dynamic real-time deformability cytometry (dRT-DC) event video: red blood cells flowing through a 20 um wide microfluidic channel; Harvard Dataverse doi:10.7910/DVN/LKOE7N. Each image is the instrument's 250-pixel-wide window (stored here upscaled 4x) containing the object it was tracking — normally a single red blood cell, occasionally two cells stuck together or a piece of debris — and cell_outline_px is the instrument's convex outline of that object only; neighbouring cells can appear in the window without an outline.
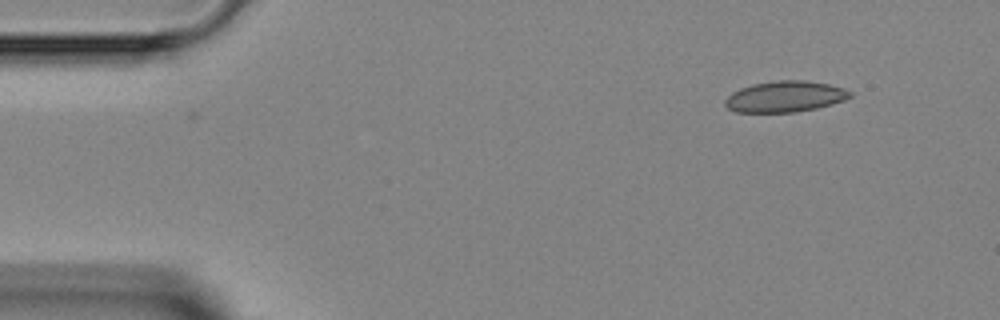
{"species": "Egyptian fruit bat (a non-hibernating species)", "species_latin": "Rousettus aegyptiacus", "temperature_condition": "room temperature", "stored_images_in_passage": 2, "camera_frame_rate_fps": 3000, "um_per_image_px": 0.085, "animal": {"sex": "female"}, "frame": {"image": 1, "passage_image": 2, "time_ms": 0.333, "image_size_px": [1000, 320], "cell_outline_px": [[852, 96], [844, 100], [832, 104], [816, 108], [796, 112], [736, 112], [728, 108], [724, 104], [724, 100], [732, 92], [740, 88], [752, 84], [772, 80], [804, 80], [828, 84], [844, 88], [852, 92]], "centroid_in_image_um": [66.72, 8.2], "position_along_channel_um": 18.3, "area_um2": 22.72}}